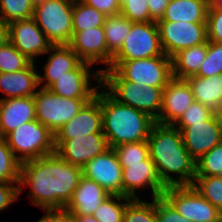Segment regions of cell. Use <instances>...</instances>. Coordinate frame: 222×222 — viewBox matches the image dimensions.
I'll return each mask as SVG.
<instances>
[{
  "label": "cell",
  "instance_id": "cell-35",
  "mask_svg": "<svg viewBox=\"0 0 222 222\" xmlns=\"http://www.w3.org/2000/svg\"><path fill=\"white\" fill-rule=\"evenodd\" d=\"M20 162L15 158L5 138H0V182L19 183Z\"/></svg>",
  "mask_w": 222,
  "mask_h": 222
},
{
  "label": "cell",
  "instance_id": "cell-1",
  "mask_svg": "<svg viewBox=\"0 0 222 222\" xmlns=\"http://www.w3.org/2000/svg\"><path fill=\"white\" fill-rule=\"evenodd\" d=\"M82 168L64 161L56 152L20 163L19 196L30 188L27 198L40 209H63L72 198Z\"/></svg>",
  "mask_w": 222,
  "mask_h": 222
},
{
  "label": "cell",
  "instance_id": "cell-8",
  "mask_svg": "<svg viewBox=\"0 0 222 222\" xmlns=\"http://www.w3.org/2000/svg\"><path fill=\"white\" fill-rule=\"evenodd\" d=\"M107 69H115L125 80L154 87H165L173 78L172 58L166 55L112 61Z\"/></svg>",
  "mask_w": 222,
  "mask_h": 222
},
{
  "label": "cell",
  "instance_id": "cell-11",
  "mask_svg": "<svg viewBox=\"0 0 222 222\" xmlns=\"http://www.w3.org/2000/svg\"><path fill=\"white\" fill-rule=\"evenodd\" d=\"M159 37L166 56L172 58L183 49L207 43V22L158 21Z\"/></svg>",
  "mask_w": 222,
  "mask_h": 222
},
{
  "label": "cell",
  "instance_id": "cell-43",
  "mask_svg": "<svg viewBox=\"0 0 222 222\" xmlns=\"http://www.w3.org/2000/svg\"><path fill=\"white\" fill-rule=\"evenodd\" d=\"M17 200L19 201L18 183L0 182V212L8 209Z\"/></svg>",
  "mask_w": 222,
  "mask_h": 222
},
{
  "label": "cell",
  "instance_id": "cell-24",
  "mask_svg": "<svg viewBox=\"0 0 222 222\" xmlns=\"http://www.w3.org/2000/svg\"><path fill=\"white\" fill-rule=\"evenodd\" d=\"M39 71L36 62L14 73H0L2 99L34 96L39 89Z\"/></svg>",
  "mask_w": 222,
  "mask_h": 222
},
{
  "label": "cell",
  "instance_id": "cell-42",
  "mask_svg": "<svg viewBox=\"0 0 222 222\" xmlns=\"http://www.w3.org/2000/svg\"><path fill=\"white\" fill-rule=\"evenodd\" d=\"M156 222H189L163 197H156Z\"/></svg>",
  "mask_w": 222,
  "mask_h": 222
},
{
  "label": "cell",
  "instance_id": "cell-12",
  "mask_svg": "<svg viewBox=\"0 0 222 222\" xmlns=\"http://www.w3.org/2000/svg\"><path fill=\"white\" fill-rule=\"evenodd\" d=\"M94 65L82 61L74 70L65 72L48 89L55 95L65 98H93L101 87V69H93ZM93 79V80H92ZM97 82L94 86L92 82Z\"/></svg>",
  "mask_w": 222,
  "mask_h": 222
},
{
  "label": "cell",
  "instance_id": "cell-28",
  "mask_svg": "<svg viewBox=\"0 0 222 222\" xmlns=\"http://www.w3.org/2000/svg\"><path fill=\"white\" fill-rule=\"evenodd\" d=\"M132 23L121 14L106 16L103 29L108 51L114 56L123 45L126 35L130 32Z\"/></svg>",
  "mask_w": 222,
  "mask_h": 222
},
{
  "label": "cell",
  "instance_id": "cell-51",
  "mask_svg": "<svg viewBox=\"0 0 222 222\" xmlns=\"http://www.w3.org/2000/svg\"><path fill=\"white\" fill-rule=\"evenodd\" d=\"M34 3H38L40 1H43V0H32Z\"/></svg>",
  "mask_w": 222,
  "mask_h": 222
},
{
  "label": "cell",
  "instance_id": "cell-36",
  "mask_svg": "<svg viewBox=\"0 0 222 222\" xmlns=\"http://www.w3.org/2000/svg\"><path fill=\"white\" fill-rule=\"evenodd\" d=\"M32 61L9 41L0 47V73H14L25 69Z\"/></svg>",
  "mask_w": 222,
  "mask_h": 222
},
{
  "label": "cell",
  "instance_id": "cell-10",
  "mask_svg": "<svg viewBox=\"0 0 222 222\" xmlns=\"http://www.w3.org/2000/svg\"><path fill=\"white\" fill-rule=\"evenodd\" d=\"M165 55L161 46L157 22L132 23L120 50L112 61H127Z\"/></svg>",
  "mask_w": 222,
  "mask_h": 222
},
{
  "label": "cell",
  "instance_id": "cell-23",
  "mask_svg": "<svg viewBox=\"0 0 222 222\" xmlns=\"http://www.w3.org/2000/svg\"><path fill=\"white\" fill-rule=\"evenodd\" d=\"M109 196L110 194L97 182L82 176L65 209L73 216L92 215L99 204Z\"/></svg>",
  "mask_w": 222,
  "mask_h": 222
},
{
  "label": "cell",
  "instance_id": "cell-3",
  "mask_svg": "<svg viewBox=\"0 0 222 222\" xmlns=\"http://www.w3.org/2000/svg\"><path fill=\"white\" fill-rule=\"evenodd\" d=\"M103 133L109 147L146 141L155 120L148 114L116 101L101 86Z\"/></svg>",
  "mask_w": 222,
  "mask_h": 222
},
{
  "label": "cell",
  "instance_id": "cell-38",
  "mask_svg": "<svg viewBox=\"0 0 222 222\" xmlns=\"http://www.w3.org/2000/svg\"><path fill=\"white\" fill-rule=\"evenodd\" d=\"M222 73V44L207 41V55L195 76L209 77Z\"/></svg>",
  "mask_w": 222,
  "mask_h": 222
},
{
  "label": "cell",
  "instance_id": "cell-16",
  "mask_svg": "<svg viewBox=\"0 0 222 222\" xmlns=\"http://www.w3.org/2000/svg\"><path fill=\"white\" fill-rule=\"evenodd\" d=\"M189 155L197 161L222 141L221 123L216 112L209 120L190 123L184 129H178Z\"/></svg>",
  "mask_w": 222,
  "mask_h": 222
},
{
  "label": "cell",
  "instance_id": "cell-18",
  "mask_svg": "<svg viewBox=\"0 0 222 222\" xmlns=\"http://www.w3.org/2000/svg\"><path fill=\"white\" fill-rule=\"evenodd\" d=\"M68 46L84 61L93 65H105L107 69L113 55L108 51L103 26L83 31H73Z\"/></svg>",
  "mask_w": 222,
  "mask_h": 222
},
{
  "label": "cell",
  "instance_id": "cell-52",
  "mask_svg": "<svg viewBox=\"0 0 222 222\" xmlns=\"http://www.w3.org/2000/svg\"><path fill=\"white\" fill-rule=\"evenodd\" d=\"M0 138H2V134H1V126H0Z\"/></svg>",
  "mask_w": 222,
  "mask_h": 222
},
{
  "label": "cell",
  "instance_id": "cell-26",
  "mask_svg": "<svg viewBox=\"0 0 222 222\" xmlns=\"http://www.w3.org/2000/svg\"><path fill=\"white\" fill-rule=\"evenodd\" d=\"M209 0H171L159 21L207 22Z\"/></svg>",
  "mask_w": 222,
  "mask_h": 222
},
{
  "label": "cell",
  "instance_id": "cell-37",
  "mask_svg": "<svg viewBox=\"0 0 222 222\" xmlns=\"http://www.w3.org/2000/svg\"><path fill=\"white\" fill-rule=\"evenodd\" d=\"M196 175L222 176V141L196 161Z\"/></svg>",
  "mask_w": 222,
  "mask_h": 222
},
{
  "label": "cell",
  "instance_id": "cell-34",
  "mask_svg": "<svg viewBox=\"0 0 222 222\" xmlns=\"http://www.w3.org/2000/svg\"><path fill=\"white\" fill-rule=\"evenodd\" d=\"M119 164L122 169L127 167V164L141 163L142 160L149 156V146L146 141L123 143L113 147Z\"/></svg>",
  "mask_w": 222,
  "mask_h": 222
},
{
  "label": "cell",
  "instance_id": "cell-25",
  "mask_svg": "<svg viewBox=\"0 0 222 222\" xmlns=\"http://www.w3.org/2000/svg\"><path fill=\"white\" fill-rule=\"evenodd\" d=\"M186 80L191 86L195 101L217 113L222 110V73L209 77L194 75Z\"/></svg>",
  "mask_w": 222,
  "mask_h": 222
},
{
  "label": "cell",
  "instance_id": "cell-40",
  "mask_svg": "<svg viewBox=\"0 0 222 222\" xmlns=\"http://www.w3.org/2000/svg\"><path fill=\"white\" fill-rule=\"evenodd\" d=\"M120 14L131 22H153L150 17L148 0H119Z\"/></svg>",
  "mask_w": 222,
  "mask_h": 222
},
{
  "label": "cell",
  "instance_id": "cell-27",
  "mask_svg": "<svg viewBox=\"0 0 222 222\" xmlns=\"http://www.w3.org/2000/svg\"><path fill=\"white\" fill-rule=\"evenodd\" d=\"M207 55V43L183 49L172 57V75L177 79H187L198 73Z\"/></svg>",
  "mask_w": 222,
  "mask_h": 222
},
{
  "label": "cell",
  "instance_id": "cell-30",
  "mask_svg": "<svg viewBox=\"0 0 222 222\" xmlns=\"http://www.w3.org/2000/svg\"><path fill=\"white\" fill-rule=\"evenodd\" d=\"M131 198L110 195L92 214L98 222H123L127 202Z\"/></svg>",
  "mask_w": 222,
  "mask_h": 222
},
{
  "label": "cell",
  "instance_id": "cell-6",
  "mask_svg": "<svg viewBox=\"0 0 222 222\" xmlns=\"http://www.w3.org/2000/svg\"><path fill=\"white\" fill-rule=\"evenodd\" d=\"M74 0H43L34 5L33 19L52 45H68L73 35Z\"/></svg>",
  "mask_w": 222,
  "mask_h": 222
},
{
  "label": "cell",
  "instance_id": "cell-14",
  "mask_svg": "<svg viewBox=\"0 0 222 222\" xmlns=\"http://www.w3.org/2000/svg\"><path fill=\"white\" fill-rule=\"evenodd\" d=\"M82 174L110 195L123 196L122 167L112 147L87 162L82 167Z\"/></svg>",
  "mask_w": 222,
  "mask_h": 222
},
{
  "label": "cell",
  "instance_id": "cell-4",
  "mask_svg": "<svg viewBox=\"0 0 222 222\" xmlns=\"http://www.w3.org/2000/svg\"><path fill=\"white\" fill-rule=\"evenodd\" d=\"M101 86L116 101L148 114L155 121L162 108L163 89L125 80L115 69H101Z\"/></svg>",
  "mask_w": 222,
  "mask_h": 222
},
{
  "label": "cell",
  "instance_id": "cell-33",
  "mask_svg": "<svg viewBox=\"0 0 222 222\" xmlns=\"http://www.w3.org/2000/svg\"><path fill=\"white\" fill-rule=\"evenodd\" d=\"M32 0H0V19L5 24L33 17Z\"/></svg>",
  "mask_w": 222,
  "mask_h": 222
},
{
  "label": "cell",
  "instance_id": "cell-19",
  "mask_svg": "<svg viewBox=\"0 0 222 222\" xmlns=\"http://www.w3.org/2000/svg\"><path fill=\"white\" fill-rule=\"evenodd\" d=\"M55 148L64 161L82 168L109 146L104 133H91L67 141H55Z\"/></svg>",
  "mask_w": 222,
  "mask_h": 222
},
{
  "label": "cell",
  "instance_id": "cell-22",
  "mask_svg": "<svg viewBox=\"0 0 222 222\" xmlns=\"http://www.w3.org/2000/svg\"><path fill=\"white\" fill-rule=\"evenodd\" d=\"M36 120L33 96L0 100V126L4 138L22 123Z\"/></svg>",
  "mask_w": 222,
  "mask_h": 222
},
{
  "label": "cell",
  "instance_id": "cell-31",
  "mask_svg": "<svg viewBox=\"0 0 222 222\" xmlns=\"http://www.w3.org/2000/svg\"><path fill=\"white\" fill-rule=\"evenodd\" d=\"M192 186L222 213V176L196 175Z\"/></svg>",
  "mask_w": 222,
  "mask_h": 222
},
{
  "label": "cell",
  "instance_id": "cell-39",
  "mask_svg": "<svg viewBox=\"0 0 222 222\" xmlns=\"http://www.w3.org/2000/svg\"><path fill=\"white\" fill-rule=\"evenodd\" d=\"M215 113L216 112L210 107L194 101L173 124V126L177 129H184L185 127L189 126L190 123H201L209 120Z\"/></svg>",
  "mask_w": 222,
  "mask_h": 222
},
{
  "label": "cell",
  "instance_id": "cell-49",
  "mask_svg": "<svg viewBox=\"0 0 222 222\" xmlns=\"http://www.w3.org/2000/svg\"><path fill=\"white\" fill-rule=\"evenodd\" d=\"M210 3H211L214 7L222 10V0H211Z\"/></svg>",
  "mask_w": 222,
  "mask_h": 222
},
{
  "label": "cell",
  "instance_id": "cell-47",
  "mask_svg": "<svg viewBox=\"0 0 222 222\" xmlns=\"http://www.w3.org/2000/svg\"><path fill=\"white\" fill-rule=\"evenodd\" d=\"M9 41L8 37V24H5L0 19V47Z\"/></svg>",
  "mask_w": 222,
  "mask_h": 222
},
{
  "label": "cell",
  "instance_id": "cell-5",
  "mask_svg": "<svg viewBox=\"0 0 222 222\" xmlns=\"http://www.w3.org/2000/svg\"><path fill=\"white\" fill-rule=\"evenodd\" d=\"M4 138L20 163L56 152L54 133L38 120L22 123Z\"/></svg>",
  "mask_w": 222,
  "mask_h": 222
},
{
  "label": "cell",
  "instance_id": "cell-15",
  "mask_svg": "<svg viewBox=\"0 0 222 222\" xmlns=\"http://www.w3.org/2000/svg\"><path fill=\"white\" fill-rule=\"evenodd\" d=\"M9 42L32 62L44 56L52 44L33 18L8 24Z\"/></svg>",
  "mask_w": 222,
  "mask_h": 222
},
{
  "label": "cell",
  "instance_id": "cell-9",
  "mask_svg": "<svg viewBox=\"0 0 222 222\" xmlns=\"http://www.w3.org/2000/svg\"><path fill=\"white\" fill-rule=\"evenodd\" d=\"M162 196L189 222H220L222 213L193 186H169Z\"/></svg>",
  "mask_w": 222,
  "mask_h": 222
},
{
  "label": "cell",
  "instance_id": "cell-32",
  "mask_svg": "<svg viewBox=\"0 0 222 222\" xmlns=\"http://www.w3.org/2000/svg\"><path fill=\"white\" fill-rule=\"evenodd\" d=\"M123 222H156V198H151L150 202L143 198L130 199Z\"/></svg>",
  "mask_w": 222,
  "mask_h": 222
},
{
  "label": "cell",
  "instance_id": "cell-2",
  "mask_svg": "<svg viewBox=\"0 0 222 222\" xmlns=\"http://www.w3.org/2000/svg\"><path fill=\"white\" fill-rule=\"evenodd\" d=\"M147 142L149 156L166 187L192 186L196 176V161L186 150L176 127L155 123Z\"/></svg>",
  "mask_w": 222,
  "mask_h": 222
},
{
  "label": "cell",
  "instance_id": "cell-50",
  "mask_svg": "<svg viewBox=\"0 0 222 222\" xmlns=\"http://www.w3.org/2000/svg\"><path fill=\"white\" fill-rule=\"evenodd\" d=\"M219 119H220V123H221V131H222V114H218Z\"/></svg>",
  "mask_w": 222,
  "mask_h": 222
},
{
  "label": "cell",
  "instance_id": "cell-7",
  "mask_svg": "<svg viewBox=\"0 0 222 222\" xmlns=\"http://www.w3.org/2000/svg\"><path fill=\"white\" fill-rule=\"evenodd\" d=\"M36 120L54 134L76 116L92 98H65L47 88L39 87L33 96Z\"/></svg>",
  "mask_w": 222,
  "mask_h": 222
},
{
  "label": "cell",
  "instance_id": "cell-21",
  "mask_svg": "<svg viewBox=\"0 0 222 222\" xmlns=\"http://www.w3.org/2000/svg\"><path fill=\"white\" fill-rule=\"evenodd\" d=\"M48 55L45 65L42 67L43 75H38L39 87L49 88L57 78L65 75V72L74 70L82 60L68 45H52L44 54Z\"/></svg>",
  "mask_w": 222,
  "mask_h": 222
},
{
  "label": "cell",
  "instance_id": "cell-17",
  "mask_svg": "<svg viewBox=\"0 0 222 222\" xmlns=\"http://www.w3.org/2000/svg\"><path fill=\"white\" fill-rule=\"evenodd\" d=\"M91 133H103L101 87L96 96L88 101L80 112L54 135L55 141H67Z\"/></svg>",
  "mask_w": 222,
  "mask_h": 222
},
{
  "label": "cell",
  "instance_id": "cell-48",
  "mask_svg": "<svg viewBox=\"0 0 222 222\" xmlns=\"http://www.w3.org/2000/svg\"><path fill=\"white\" fill-rule=\"evenodd\" d=\"M75 222H98L93 215L88 216H74Z\"/></svg>",
  "mask_w": 222,
  "mask_h": 222
},
{
  "label": "cell",
  "instance_id": "cell-46",
  "mask_svg": "<svg viewBox=\"0 0 222 222\" xmlns=\"http://www.w3.org/2000/svg\"><path fill=\"white\" fill-rule=\"evenodd\" d=\"M171 0H148V8L150 17L153 22H158L162 19L166 7L169 5Z\"/></svg>",
  "mask_w": 222,
  "mask_h": 222
},
{
  "label": "cell",
  "instance_id": "cell-13",
  "mask_svg": "<svg viewBox=\"0 0 222 222\" xmlns=\"http://www.w3.org/2000/svg\"><path fill=\"white\" fill-rule=\"evenodd\" d=\"M123 196L131 199L141 198L137 190L149 189L151 198L162 196L166 186L161 182L156 165L148 156L141 163L127 164L122 169Z\"/></svg>",
  "mask_w": 222,
  "mask_h": 222
},
{
  "label": "cell",
  "instance_id": "cell-20",
  "mask_svg": "<svg viewBox=\"0 0 222 222\" xmlns=\"http://www.w3.org/2000/svg\"><path fill=\"white\" fill-rule=\"evenodd\" d=\"M194 101L188 81L173 77L163 89L162 108L155 123L173 125Z\"/></svg>",
  "mask_w": 222,
  "mask_h": 222
},
{
  "label": "cell",
  "instance_id": "cell-41",
  "mask_svg": "<svg viewBox=\"0 0 222 222\" xmlns=\"http://www.w3.org/2000/svg\"><path fill=\"white\" fill-rule=\"evenodd\" d=\"M207 40L222 44V10L211 3L207 13Z\"/></svg>",
  "mask_w": 222,
  "mask_h": 222
},
{
  "label": "cell",
  "instance_id": "cell-29",
  "mask_svg": "<svg viewBox=\"0 0 222 222\" xmlns=\"http://www.w3.org/2000/svg\"><path fill=\"white\" fill-rule=\"evenodd\" d=\"M106 15L81 0H74L72 10L73 31H83L104 25Z\"/></svg>",
  "mask_w": 222,
  "mask_h": 222
},
{
  "label": "cell",
  "instance_id": "cell-44",
  "mask_svg": "<svg viewBox=\"0 0 222 222\" xmlns=\"http://www.w3.org/2000/svg\"><path fill=\"white\" fill-rule=\"evenodd\" d=\"M86 5L97 9L106 16H115L120 14L119 0H81Z\"/></svg>",
  "mask_w": 222,
  "mask_h": 222
},
{
  "label": "cell",
  "instance_id": "cell-45",
  "mask_svg": "<svg viewBox=\"0 0 222 222\" xmlns=\"http://www.w3.org/2000/svg\"><path fill=\"white\" fill-rule=\"evenodd\" d=\"M44 215L36 222H75L73 214L63 209H43Z\"/></svg>",
  "mask_w": 222,
  "mask_h": 222
}]
</instances>
